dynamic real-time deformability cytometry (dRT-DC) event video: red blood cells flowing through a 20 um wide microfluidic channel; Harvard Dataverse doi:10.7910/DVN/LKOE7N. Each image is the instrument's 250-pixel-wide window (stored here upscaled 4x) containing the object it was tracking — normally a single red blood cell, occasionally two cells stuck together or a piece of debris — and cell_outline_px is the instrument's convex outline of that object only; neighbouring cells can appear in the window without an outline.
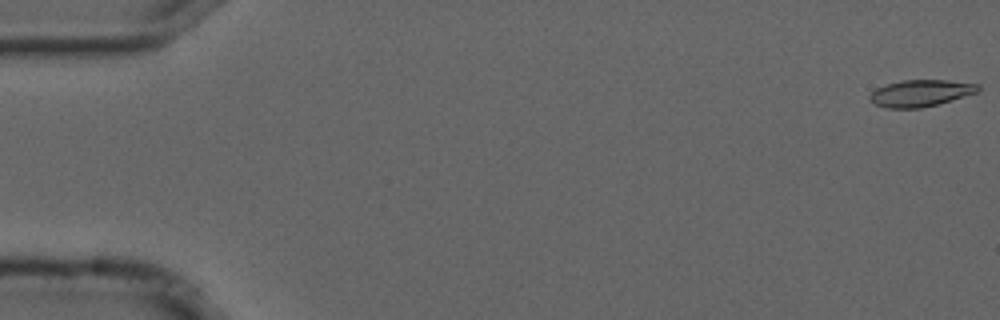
{"species": "common noctule bat (a hibernating species)", "species_latin": "Nyctalus noctula", "temperature_condition": "cold", "stored_images_in_passage": 53, "camera_frame_rate_fps": 3000, "um_per_image_px": 0.085, "animal": {"sex": "male", "forearm_length_mm": 52.5}, "frame": {"image": 1, "passage_image": 1, "time_ms": 0.0, "image_size_px": [1000, 320], "cell_outline_px": [[980, 88], [976, 92], [936, 104], [920, 108], [888, 108], [876, 104], [868, 100], [868, 96], [876, 88], [888, 84], [904, 80], [948, 80], [980, 84]], "centroid_in_image_um": [78.22, 7.91], "position_along_channel_um": 6.8, "area_um2": 16.59}}
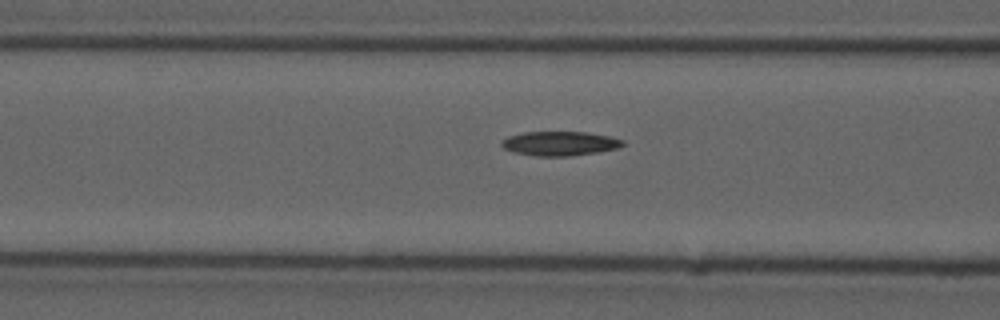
{"frame": {"image": 2, "passage_image": 22, "time_ms": 7.0, "image_size_px": [1000, 320], "cell_outline_px": [[624, 144], [616, 148], [600, 152], [568, 156], [536, 156], [512, 152], [504, 148], [500, 144], [500, 140], [508, 136], [524, 132], [584, 132], [608, 136], [624, 140]], "centroid_in_image_um": [47.53, 12.2], "position_along_channel_um": 119.1, "area_um2": 17.17}}
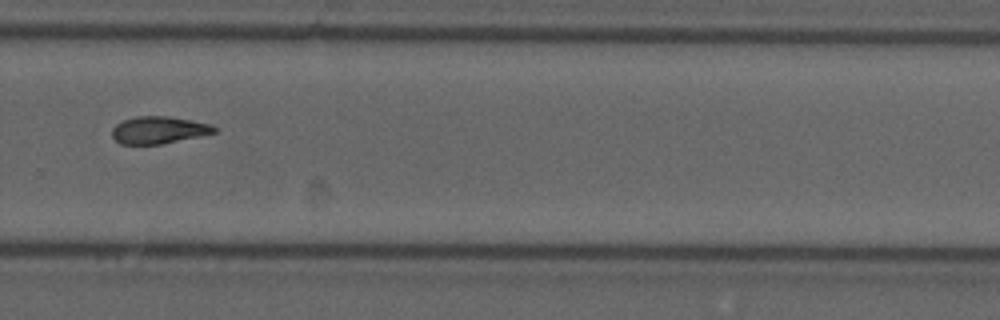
{"frame": {"image": 3, "passage_image": 38, "time_ms": 12.333, "image_size_px": [1000, 320], "cell_outline_px": [[216, 132], [160, 144], [120, 144], [112, 136], [112, 128], [116, 124], [124, 120], [136, 116], [168, 116], [192, 120], [212, 124], [216, 128]], "centroid_in_image_um": [13.47, 11.04], "position_along_channel_um": 316.3, "area_um2": 16.07}, "authors_computed_cell_mechanics": {"area_um2": 16.6464, "velocity_mm_per_s": 3.7046, "shape_relaxation_time_tau1_ms": 10.8038, "shape_relaxation_time_tau2_ms": null, "deformation_change_tau1": 0.2166, "deformation_change_tau2": null}}